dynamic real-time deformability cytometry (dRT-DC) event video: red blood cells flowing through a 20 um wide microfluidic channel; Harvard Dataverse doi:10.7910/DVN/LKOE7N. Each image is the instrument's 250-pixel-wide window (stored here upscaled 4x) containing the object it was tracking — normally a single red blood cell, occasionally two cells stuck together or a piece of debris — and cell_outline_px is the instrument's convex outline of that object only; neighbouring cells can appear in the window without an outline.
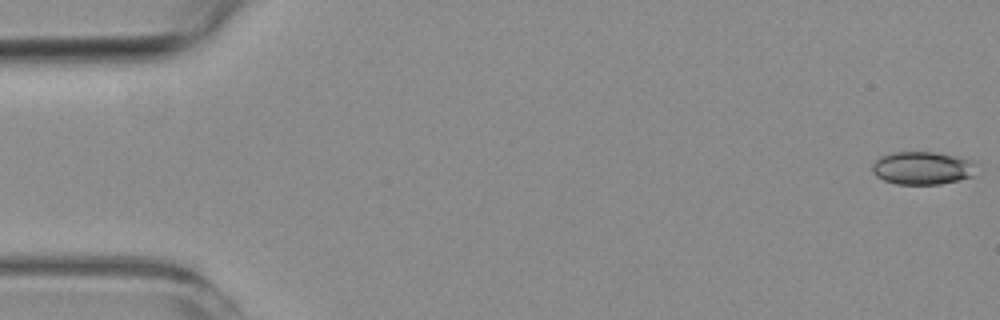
{"species": "common noctule bat (a hibernating species)", "species_latin": "Nyctalus noctula", "temperature_condition": "room temperature", "stored_images_in_passage": 6, "camera_frame_rate_fps": 3000, "um_per_image_px": 0.085, "animal": {"sex": "female", "body_mass_g": 19.3, "forearm_length_mm": 54.1}, "frame": {"image": 1, "passage_image": 1, "time_ms": 0.0, "image_size_px": [1000, 320], "cell_outline_px": [[980, 164], [972, 176], [960, 180], [940, 184], [896, 184], [884, 180], [876, 176], [872, 172], [872, 164], [880, 156], [892, 152], [936, 152], [960, 156], [976, 160]], "centroid_in_image_um": [78.48, 14.27], "position_along_channel_um": 6.5, "area_um2": 20.58}}
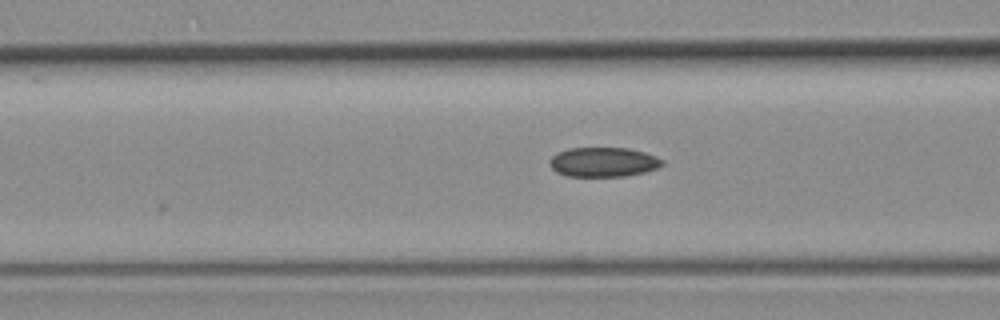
{"frame": {"image": 2, "passage_image": 6, "time_ms": 6.667, "image_size_px": [1000, 320], "cell_outline_px": [[664, 164], [656, 168], [644, 172], [624, 176], [568, 176], [556, 172], [548, 164], [548, 160], [556, 152], [568, 148], [628, 148], [644, 152], [656, 156], [664, 160]], "centroid_in_image_um": [51.25, 13.77], "position_along_channel_um": 115.3, "area_um2": 19.48}}